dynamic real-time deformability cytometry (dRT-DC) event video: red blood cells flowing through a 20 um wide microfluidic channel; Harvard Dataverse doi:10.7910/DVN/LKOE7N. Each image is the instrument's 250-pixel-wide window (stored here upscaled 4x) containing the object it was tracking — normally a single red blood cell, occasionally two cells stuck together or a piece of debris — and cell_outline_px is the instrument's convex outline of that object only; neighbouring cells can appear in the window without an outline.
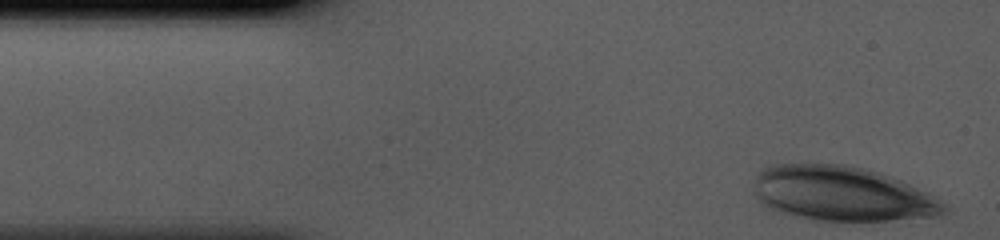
{"species": "human", "species_latin": "Homo sapiens", "temperature_condition": "cold", "stored_images_in_passage": 35, "camera_frame_rate_fps": 3000, "um_per_image_px": 0.085, "donor": {"sex": "male"}, "frame": {"image": 1, "passage_image": 1, "time_ms": 0.0, "image_size_px": [1000, 240], "cell_outline_px": [[948, 212], [932, 216], [888, 220], [816, 220], [792, 216], [772, 212], [764, 208], [760, 204], [752, 192], [752, 184], [760, 168], [772, 164], [844, 164], [864, 168], [900, 180], [928, 192], [944, 204]], "centroid_in_image_um": [71.43, 16.46], "position_along_channel_um": 13.6, "area_um2": 61.09}}
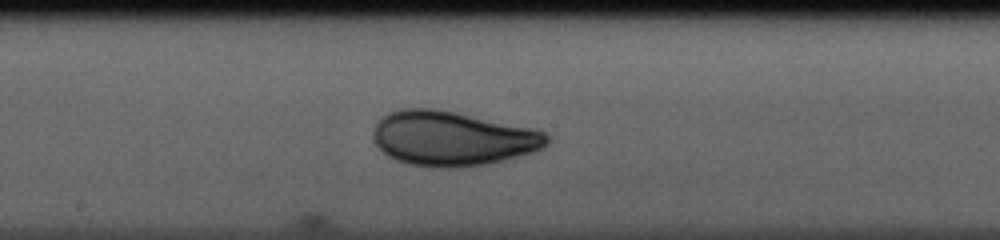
{"frame": {"image": 2, "passage_image": 20, "time_ms": 6.333, "image_size_px": [1000, 240], "cell_outline_px": [[548, 144], [544, 148], [532, 152], [484, 164], [456, 168], [432, 168], [408, 164], [396, 160], [388, 156], [376, 144], [372, 136], [372, 132], [376, 124], [388, 112], [400, 108], [436, 108], [456, 112], [532, 128], [544, 132], [548, 136]], "centroid_in_image_um": [38.41, 11.76], "position_along_channel_um": 209.8, "area_um2": 55.26}}
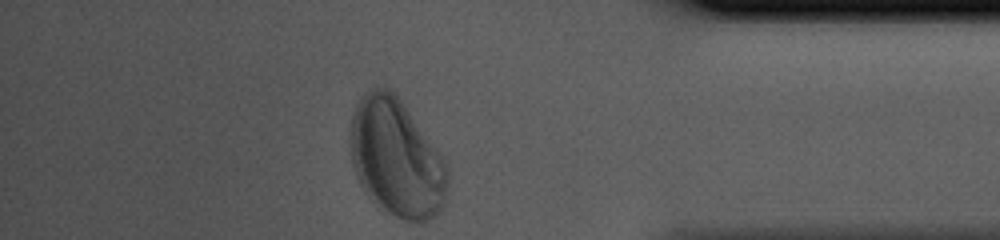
{"frame": {"image": 3, "passage_image": 35, "time_ms": 11.333, "image_size_px": [1000, 240], "cell_outline_px": [[448, 200], [444, 208], [436, 216], [420, 224], [416, 224], [404, 220], [396, 216], [372, 200], [364, 192], [360, 184], [352, 164], [352, 116], [356, 104], [360, 96], [364, 92], [376, 88], [388, 88], [404, 104], [448, 164]], "centroid_in_image_um": [33.75, 13.49], "position_along_channel_um": 401.4, "area_um2": 66.87}}